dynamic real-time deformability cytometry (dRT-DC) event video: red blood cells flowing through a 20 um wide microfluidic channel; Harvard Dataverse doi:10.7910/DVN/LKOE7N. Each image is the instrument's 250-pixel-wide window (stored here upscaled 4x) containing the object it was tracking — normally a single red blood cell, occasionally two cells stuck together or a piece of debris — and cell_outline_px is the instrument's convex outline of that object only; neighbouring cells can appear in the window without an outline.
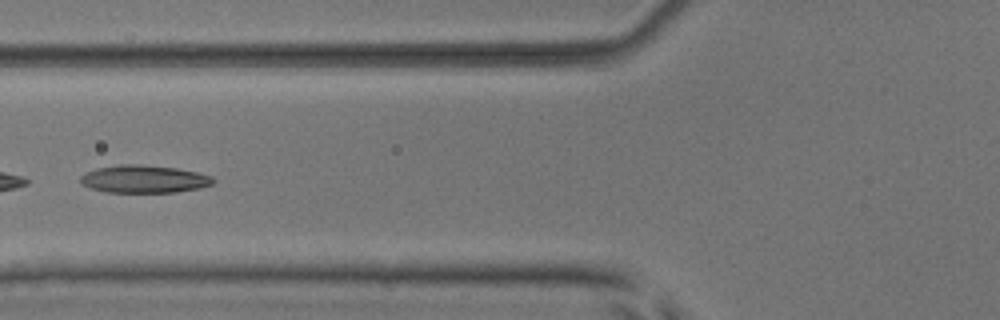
{"species": "common noctule bat (a hibernating species)", "species_latin": "Nyctalus noctula", "temperature_condition": "room temperature", "stored_images_in_passage": 6, "camera_frame_rate_fps": 3000, "um_per_image_px": 0.085, "animal": {"sex": "male", "body_mass_g": 17.9, "forearm_length_mm": 54.2}, "frame": {"image": 1, "passage_image": 5, "time_ms": 4.667, "image_size_px": [1000, 320], "cell_outline_px": [[216, 180], [212, 184], [200, 188], [176, 192], [104, 192], [80, 184], [80, 176], [84, 172], [96, 168], [120, 164], [140, 164], [176, 168], [196, 172], [212, 176]], "centroid_in_image_um": [12.21, 15.21], "position_along_channel_um": 113.6, "area_um2": 21.56}}
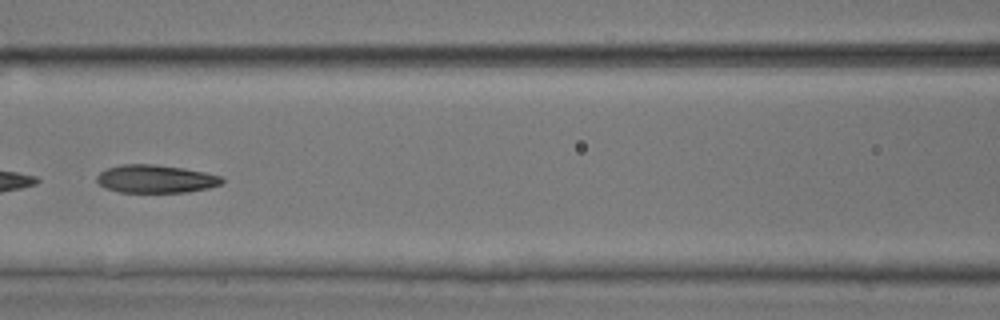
{"frame": {"image": 2, "passage_image": 6, "time_ms": 5.667, "image_size_px": [1000, 320], "cell_outline_px": [[224, 180], [220, 184], [208, 188], [188, 192], [120, 192], [104, 188], [96, 180], [96, 176], [100, 172], [108, 168], [120, 164], [156, 164], [184, 168], [204, 172], [220, 176]], "centroid_in_image_um": [13.21, 15.2], "position_along_channel_um": 153.4, "area_um2": 20.46}}